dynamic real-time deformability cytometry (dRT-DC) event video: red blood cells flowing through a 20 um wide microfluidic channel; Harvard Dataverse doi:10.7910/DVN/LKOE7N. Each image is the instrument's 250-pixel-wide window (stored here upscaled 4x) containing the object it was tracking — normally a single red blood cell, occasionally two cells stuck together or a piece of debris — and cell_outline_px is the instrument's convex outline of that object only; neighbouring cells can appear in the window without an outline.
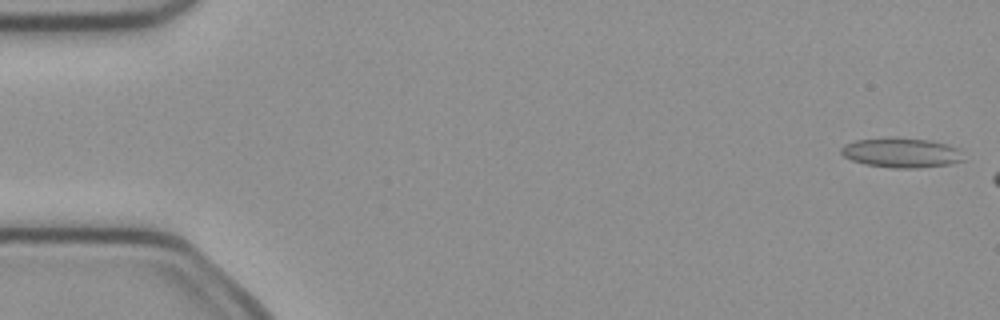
{"species": "common noctule bat (a hibernating species)", "species_latin": "Nyctalus noctula", "temperature_condition": "cold", "stored_images_in_passage": 3, "camera_frame_rate_fps": 3000, "um_per_image_px": 0.085, "animal": {"sex": "female", "body_mass_g": 21.9}, "frame": {"image": 1, "passage_image": 1, "time_ms": 0.0, "image_size_px": [1000, 320], "cell_outline_px": [[964, 160], [948, 164], [916, 168], [892, 168], [864, 164], [852, 160], [844, 156], [840, 152], [840, 148], [844, 144], [856, 140], [888, 136], [896, 136], [932, 140], [948, 144], [960, 148]], "centroid_in_image_um": [76.61, 12.95], "position_along_channel_um": 8.4, "area_um2": 21.73}}